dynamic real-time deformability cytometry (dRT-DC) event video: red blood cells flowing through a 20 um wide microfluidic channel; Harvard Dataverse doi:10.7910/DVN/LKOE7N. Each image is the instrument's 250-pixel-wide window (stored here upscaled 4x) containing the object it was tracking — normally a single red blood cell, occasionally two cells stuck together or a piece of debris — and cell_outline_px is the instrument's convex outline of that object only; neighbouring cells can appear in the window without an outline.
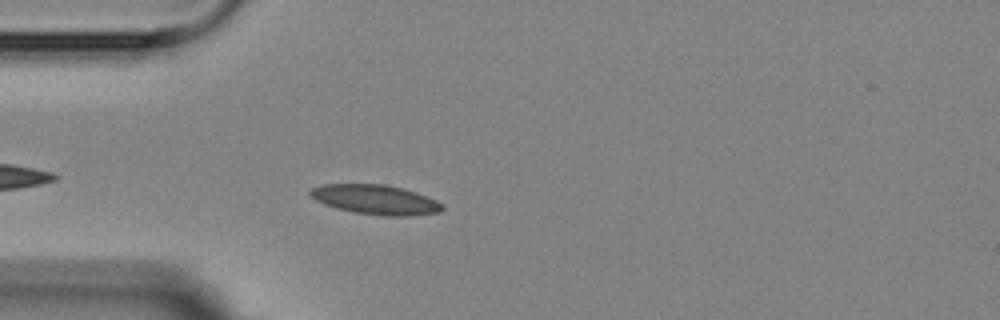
{"species": "Egyptian fruit bat (a non-hibernating species)", "species_latin": "Rousettus aegyptiacus", "temperature_condition": "room temperature", "stored_images_in_passage": 3, "camera_frame_rate_fps": 3000, "um_per_image_px": 0.085, "animal": {"sex": "female"}, "frame": {"image": 1, "passage_image": 3, "time_ms": 2.0, "image_size_px": [1000, 320], "cell_outline_px": [[444, 208], [440, 212], [408, 216], [388, 216], [356, 212], [336, 208], [324, 204], [316, 200], [308, 192], [312, 188], [324, 184], [384, 184], [404, 188], [416, 192], [436, 200], [444, 204]], "centroid_in_image_um": [31.95, 16.96], "position_along_channel_um": 53.0, "area_um2": 22.72}}